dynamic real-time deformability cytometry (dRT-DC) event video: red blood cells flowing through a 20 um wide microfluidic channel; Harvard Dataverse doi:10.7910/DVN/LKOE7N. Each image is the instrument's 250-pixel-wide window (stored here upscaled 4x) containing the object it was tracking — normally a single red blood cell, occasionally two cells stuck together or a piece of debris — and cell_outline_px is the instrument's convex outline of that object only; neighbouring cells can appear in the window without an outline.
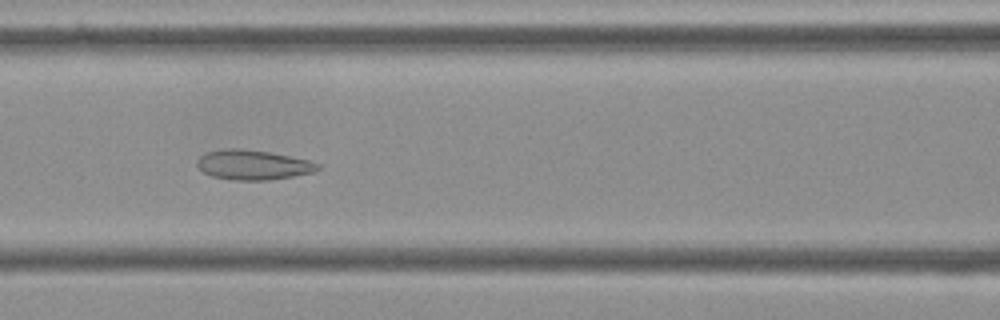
{"species": "Egyptian fruit bat (a non-hibernating species)", "species_latin": "Rousettus aegyptiacus", "temperature_condition": "cold", "stored_images_in_passage": 56, "camera_frame_rate_fps": 3000, "um_per_image_px": 0.085, "frame": {"image": 1, "passage_image": 24, "time_ms": 7.667, "image_size_px": [1000, 320], "cell_outline_px": [[320, 168], [312, 172], [292, 176], [268, 180], [236, 180], [212, 176], [204, 172], [196, 164], [196, 160], [200, 156], [208, 152], [224, 148], [240, 148], [268, 152], [308, 160], [320, 164]], "centroid_in_image_um": [21.48, 14.01], "position_along_channel_um": 145.1, "area_um2": 20.69}}
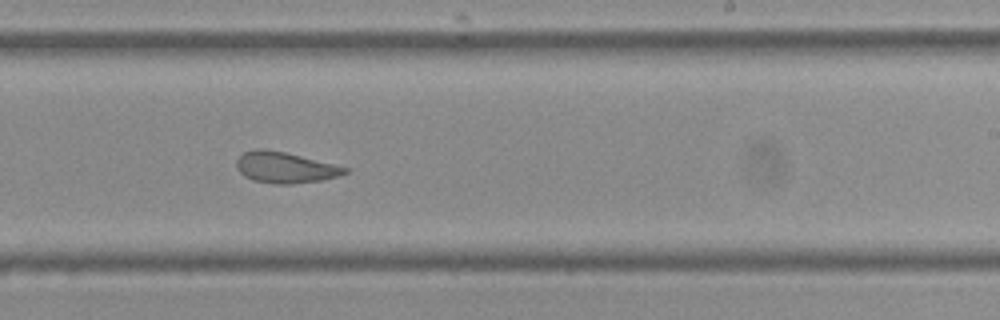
{"frame": {"image": 2, "passage_image": 34, "time_ms": 11.0, "image_size_px": [1000, 320], "cell_outline_px": [[348, 172], [340, 176], [320, 180], [292, 184], [276, 184], [252, 180], [244, 176], [236, 168], [236, 160], [244, 152], [256, 148], [264, 148], [284, 152], [348, 168]], "centroid_in_image_um": [24.18, 14.24], "position_along_channel_um": 264.8, "area_um2": 19.42}}
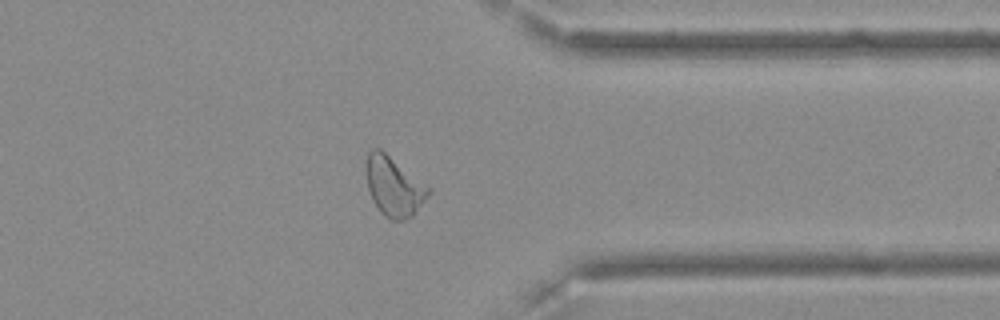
{"frame": {"image": 3, "passage_image": 44, "time_ms": 14.333, "image_size_px": [1000, 320], "cell_outline_px": [[432, 192], [412, 216], [404, 220], [392, 220], [384, 216], [380, 212], [372, 200], [368, 188], [368, 152], [372, 148], [380, 148], [432, 188]], "centroid_in_image_um": [33.53, 15.87], "position_along_channel_um": 377.9, "area_um2": 21.44}, "authors_computed_cell_mechanics": {"area_um2": 22.542, "velocity_mm_per_s": 3.6053, "shape_relaxation_time_tau1_ms": null, "shape_relaxation_time_tau2_ms": 2.4867, "deformation_change_tau1": null, "deformation_change_tau2": 0.1053}}